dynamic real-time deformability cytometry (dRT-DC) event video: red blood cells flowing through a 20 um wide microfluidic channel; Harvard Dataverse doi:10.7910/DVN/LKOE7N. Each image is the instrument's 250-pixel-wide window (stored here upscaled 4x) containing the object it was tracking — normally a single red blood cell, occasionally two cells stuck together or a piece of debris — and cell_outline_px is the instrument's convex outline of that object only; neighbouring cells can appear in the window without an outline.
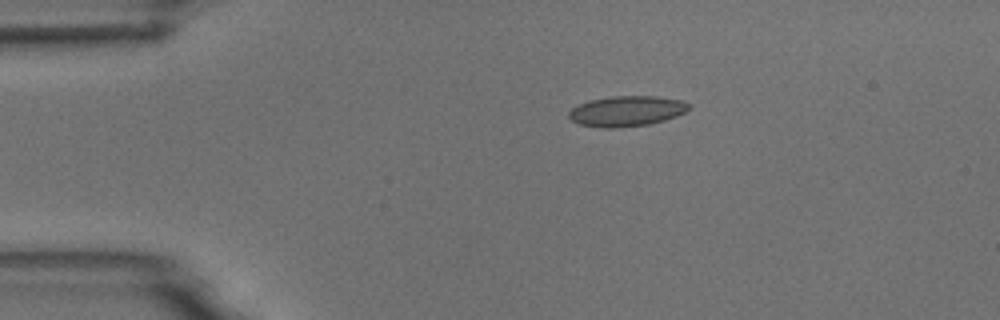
{"species": "common noctule bat (a hibernating species)", "species_latin": "Nyctalus noctula", "temperature_condition": "room temperature", "stored_images_in_passage": 6, "camera_frame_rate_fps": 3000, "um_per_image_px": 0.085, "animal": {"sex": "male", "body_mass_g": 18.8}, "frame": {"image": 1, "passage_image": 1, "time_ms": 0.0, "image_size_px": [1000, 320], "cell_outline_px": [[692, 108], [676, 116], [664, 120], [648, 124], [616, 128], [600, 128], [580, 124], [572, 120], [568, 116], [568, 112], [572, 108], [588, 100], [612, 96], [656, 96], [680, 100], [692, 104]], "centroid_in_image_um": [53.27, 9.44], "position_along_channel_um": 31.7, "area_um2": 21.33}}
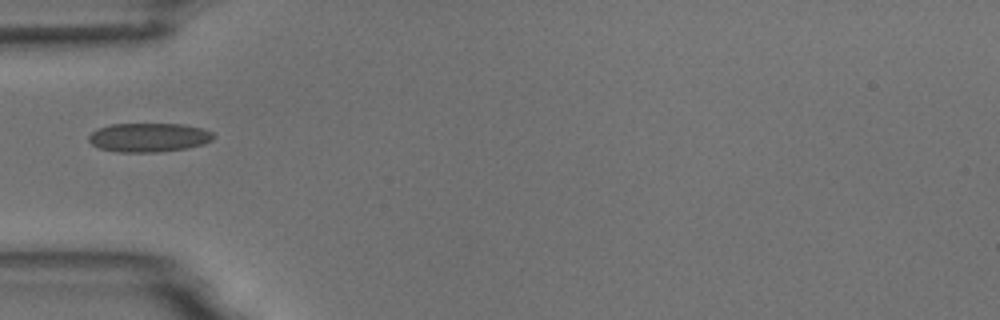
{"frame": {"image": 2, "passage_image": 3, "time_ms": 2.333, "image_size_px": [1000, 320], "cell_outline_px": [[216, 136], [212, 140], [204, 144], [188, 148], [156, 152], [116, 152], [100, 148], [92, 144], [88, 140], [88, 136], [96, 128], [112, 124], [184, 124], [204, 128], [212, 132]], "centroid_in_image_um": [12.67, 11.68], "position_along_channel_um": 72.3, "area_um2": 21.27}}